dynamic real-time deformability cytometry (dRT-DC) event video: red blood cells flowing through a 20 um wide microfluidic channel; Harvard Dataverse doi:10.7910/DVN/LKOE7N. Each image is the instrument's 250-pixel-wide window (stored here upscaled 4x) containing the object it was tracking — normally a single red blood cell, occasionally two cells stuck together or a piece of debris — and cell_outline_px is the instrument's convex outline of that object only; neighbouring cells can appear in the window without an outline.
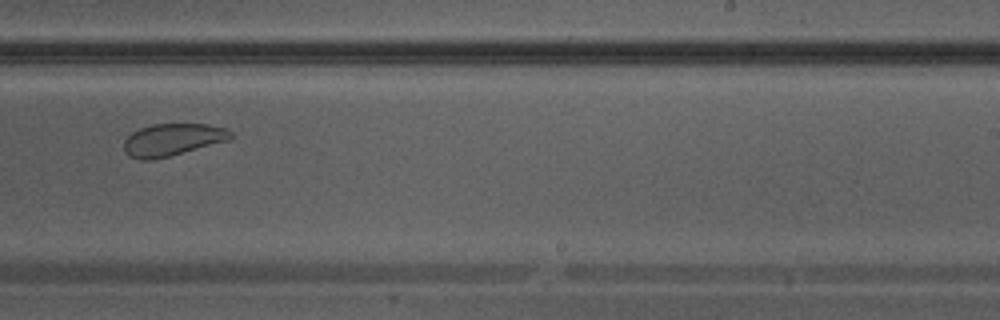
{"species": "Egyptian fruit bat (a non-hibernating species)", "species_latin": "Rousettus aegyptiacus", "temperature_condition": "warm", "stored_images_in_passage": 36, "camera_frame_rate_fps": 3000, "um_per_image_px": 0.085, "animal": {"sex": "male"}, "frame": {"image": 1, "passage_image": 21, "time_ms": 6.667, "image_size_px": [1000, 320], "cell_outline_px": [[236, 136], [232, 140], [152, 160], [140, 160], [128, 156], [124, 152], [124, 140], [132, 132], [140, 128], [152, 124], [208, 124], [228, 128]], "centroid_in_image_um": [14.71, 11.87], "position_along_channel_um": 274.3, "area_um2": 20.4}}